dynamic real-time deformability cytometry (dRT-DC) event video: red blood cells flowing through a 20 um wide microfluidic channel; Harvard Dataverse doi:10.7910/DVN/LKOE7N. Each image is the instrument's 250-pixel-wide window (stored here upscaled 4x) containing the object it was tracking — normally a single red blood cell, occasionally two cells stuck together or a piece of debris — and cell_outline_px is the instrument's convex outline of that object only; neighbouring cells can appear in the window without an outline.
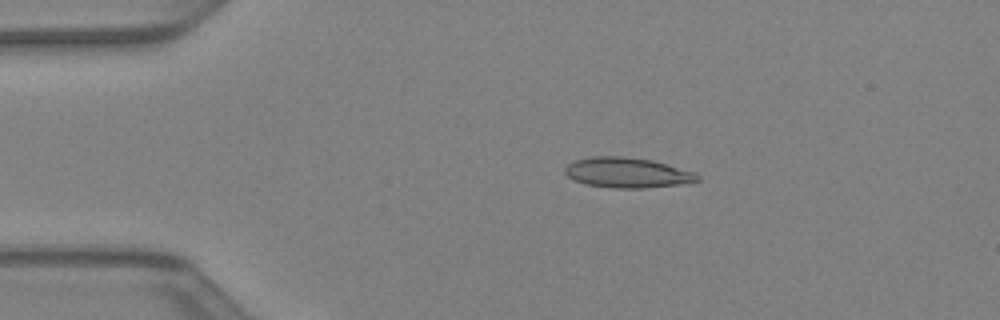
{"species": "Egyptian fruit bat (a non-hibernating species)", "species_latin": "Rousettus aegyptiacus", "temperature_condition": "warm", "stored_images_in_passage": 41, "camera_frame_rate_fps": 3000, "um_per_image_px": 0.085, "animal": {"sex": "female"}, "frame": {"image": 1, "passage_image": 7, "time_ms": 2.0, "image_size_px": [1000, 320], "cell_outline_px": [[700, 180], [680, 184], [644, 188], [612, 188], [588, 184], [576, 180], [568, 176], [564, 172], [564, 168], [568, 164], [576, 160], [592, 156], [624, 156], [652, 160], [696, 172], [700, 176]], "centroid_in_image_um": [53.34, 14.67], "position_along_channel_um": 31.7, "area_um2": 23.24}}
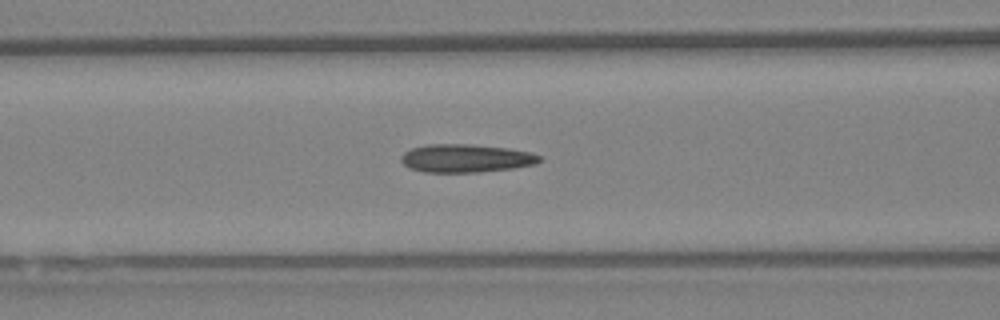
{"frame": {"image": 2, "passage_image": 16, "time_ms": 5.0, "image_size_px": [1000, 320], "cell_outline_px": [[544, 160], [536, 164], [512, 168], [476, 172], [424, 172], [408, 168], [400, 160], [400, 156], [404, 152], [412, 148], [428, 144], [468, 144], [508, 148], [532, 152], [540, 156]], "centroid_in_image_um": [39.6, 13.45], "position_along_channel_um": 127.0, "area_um2": 22.83}}
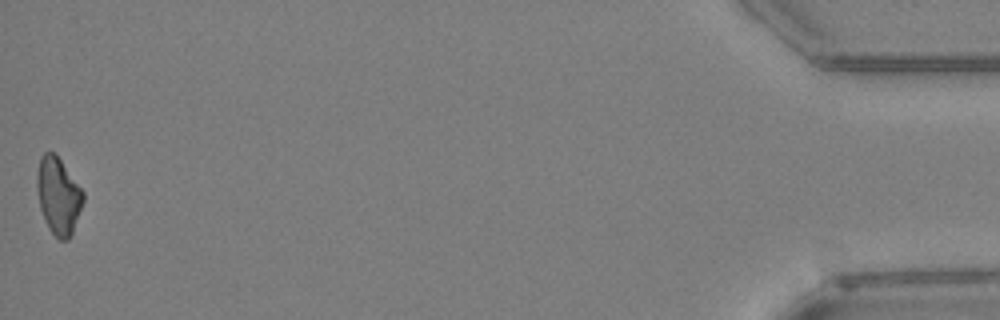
{"frame": {"image": 3, "passage_image": 41, "time_ms": 13.333, "image_size_px": [1000, 320], "cell_outline_px": [[84, 200], [72, 232], [68, 240], [60, 240], [48, 228], [40, 208], [36, 188], [36, 176], [40, 156], [44, 152], [56, 152], [84, 192]], "centroid_in_image_um": [4.94, 16.6], "position_along_channel_um": 430.3, "area_um2": 20.81}}